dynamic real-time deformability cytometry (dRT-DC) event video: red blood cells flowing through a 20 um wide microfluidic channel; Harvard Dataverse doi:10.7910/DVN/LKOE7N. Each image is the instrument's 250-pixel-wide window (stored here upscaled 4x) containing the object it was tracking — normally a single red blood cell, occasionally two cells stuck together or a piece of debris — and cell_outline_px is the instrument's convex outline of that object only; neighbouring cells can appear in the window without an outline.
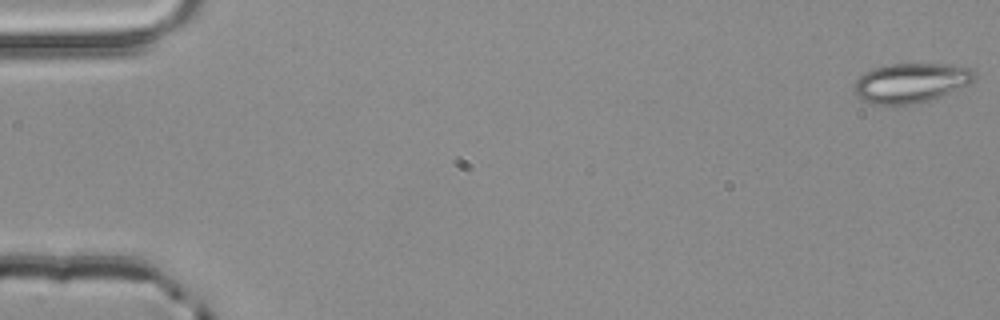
{"species": "common noctule bat (a hibernating species)", "species_latin": "Nyctalus noctula", "temperature_condition": "room temperature", "stored_images_in_passage": 4, "camera_frame_rate_fps": 3000, "um_per_image_px": 0.085, "animal": {"sex": "male", "body_mass_g": 20.4}, "frame": {"image": 1, "passage_image": 1, "time_ms": 0.0, "image_size_px": [1000, 320], "cell_outline_px": [[976, 76], [968, 84], [932, 100], [892, 108], [888, 108], [868, 104], [860, 100], [856, 96], [852, 88], [856, 80], [864, 72], [872, 68], [888, 64], [944, 64], [968, 68]], "centroid_in_image_um": [77.29, 7.1], "position_along_channel_um": 7.7, "area_um2": 28.44}}